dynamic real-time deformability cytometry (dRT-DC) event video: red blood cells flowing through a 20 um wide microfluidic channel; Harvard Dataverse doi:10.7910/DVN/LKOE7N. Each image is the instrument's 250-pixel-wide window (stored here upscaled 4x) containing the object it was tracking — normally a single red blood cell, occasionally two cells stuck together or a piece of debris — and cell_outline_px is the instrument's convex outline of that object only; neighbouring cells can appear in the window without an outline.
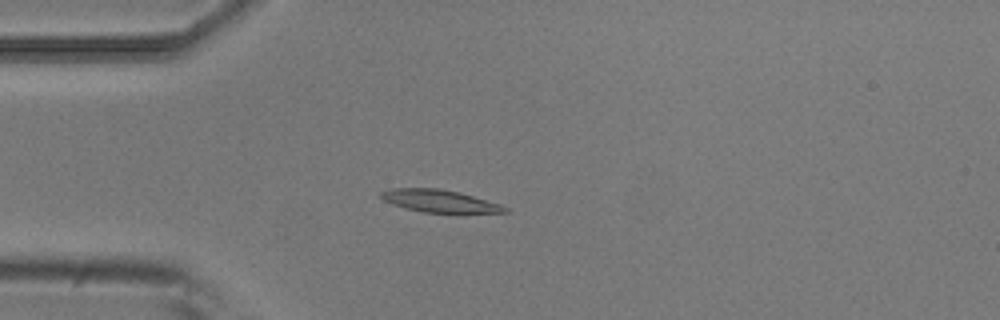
{"species": "common noctule bat (a hibernating species)", "species_latin": "Nyctalus noctula", "temperature_condition": "room temperature", "stored_images_in_passage": 4, "camera_frame_rate_fps": 3000, "um_per_image_px": 0.085, "animal": {"sex": "male", "body_mass_g": 20.5, "forearm_length_mm": 52.5}, "frame": {"image": 1, "passage_image": 4, "time_ms": 1.0, "image_size_px": [1000, 320], "cell_outline_px": [[512, 212], [424, 212], [404, 208], [392, 204], [384, 200], [380, 196], [380, 192], [392, 188], [440, 188], [460, 192], [500, 204], [508, 208]], "centroid_in_image_um": [37.34, 17.07], "position_along_channel_um": 47.7, "area_um2": 16.07}}